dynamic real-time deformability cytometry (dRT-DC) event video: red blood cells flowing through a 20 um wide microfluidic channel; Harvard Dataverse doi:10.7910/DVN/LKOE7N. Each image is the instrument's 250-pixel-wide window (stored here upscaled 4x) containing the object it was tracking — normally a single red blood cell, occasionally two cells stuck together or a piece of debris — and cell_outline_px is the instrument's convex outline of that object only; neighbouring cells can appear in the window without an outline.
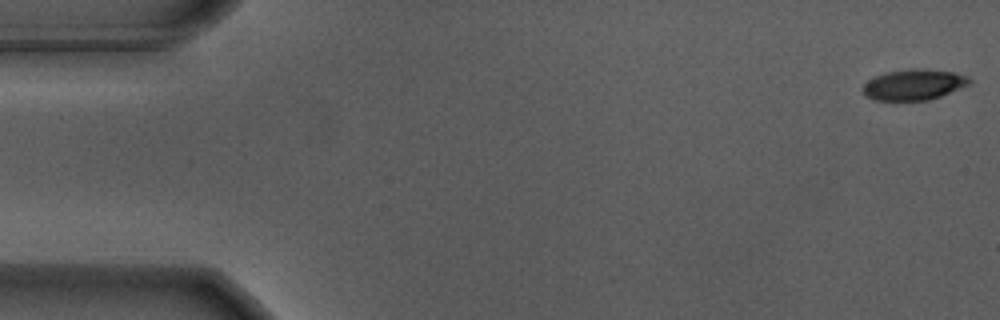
{"species": "Egyptian fruit bat (a non-hibernating species)", "species_latin": "Rousettus aegyptiacus", "temperature_condition": "warm", "stored_images_in_passage": 8, "camera_frame_rate_fps": 3000, "um_per_image_px": 0.085, "animal": {"sex": "male"}, "frame": {"image": 1, "passage_image": 1, "time_ms": 0.0, "image_size_px": [1000, 320], "cell_outline_px": [[972, 80], [968, 84], [940, 96], [928, 100], [872, 100], [864, 92], [864, 84], [868, 80], [876, 76], [888, 72], [952, 72], [964, 76]], "centroid_in_image_um": [77.62, 7.26], "position_along_channel_um": 7.4, "area_um2": 17.57}}